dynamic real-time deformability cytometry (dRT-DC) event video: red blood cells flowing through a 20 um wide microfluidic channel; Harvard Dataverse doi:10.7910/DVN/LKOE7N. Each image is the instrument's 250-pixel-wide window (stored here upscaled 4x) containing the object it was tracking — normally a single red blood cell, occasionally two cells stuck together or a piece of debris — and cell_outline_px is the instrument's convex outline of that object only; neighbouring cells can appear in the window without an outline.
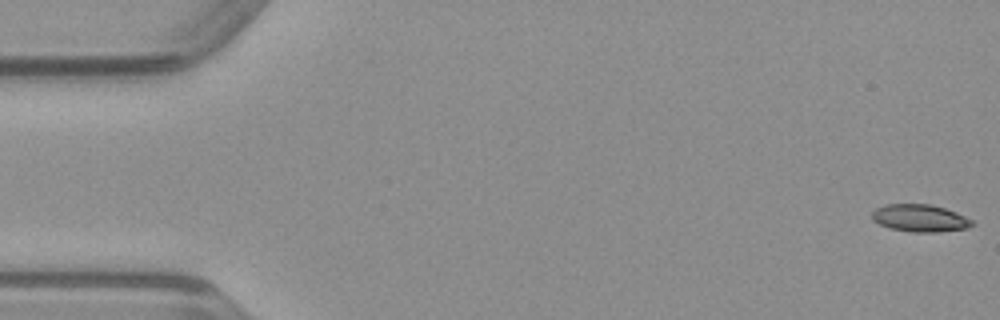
{"species": "common noctule bat (a hibernating species)", "species_latin": "Nyctalus noctula", "temperature_condition": "warm", "stored_images_in_passage": 15, "camera_frame_rate_fps": 3000, "um_per_image_px": 0.085, "animal": {"sex": "male", "body_mass_g": 23.1, "forearm_length_mm": 52.7}, "frame": {"image": 1, "passage_image": 1, "time_ms": 0.0, "image_size_px": [1000, 320], "cell_outline_px": [[976, 224], [968, 228], [936, 232], [912, 232], [892, 228], [880, 224], [872, 220], [872, 212], [876, 208], [884, 204], [932, 204], [956, 212], [972, 220]], "centroid_in_image_um": [78.21, 18.53], "position_along_channel_um": 6.8, "area_um2": 15.95}}
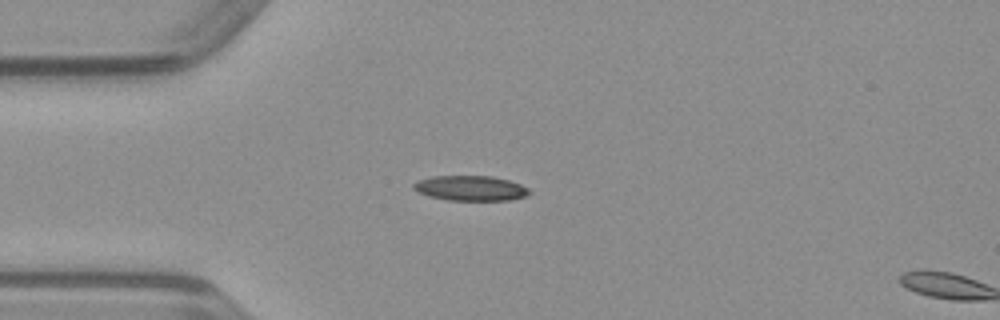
{"frame": {"image": 2, "passage_image": 13, "time_ms": 4.0, "image_size_px": [1000, 320], "cell_outline_px": [[532, 192], [528, 196], [508, 200], [448, 200], [428, 196], [412, 188], [412, 184], [416, 180], [432, 176], [492, 176], [508, 180], [520, 184], [528, 188]], "centroid_in_image_um": [39.99, 15.99], "position_along_channel_um": 45.0, "area_um2": 16.99}}